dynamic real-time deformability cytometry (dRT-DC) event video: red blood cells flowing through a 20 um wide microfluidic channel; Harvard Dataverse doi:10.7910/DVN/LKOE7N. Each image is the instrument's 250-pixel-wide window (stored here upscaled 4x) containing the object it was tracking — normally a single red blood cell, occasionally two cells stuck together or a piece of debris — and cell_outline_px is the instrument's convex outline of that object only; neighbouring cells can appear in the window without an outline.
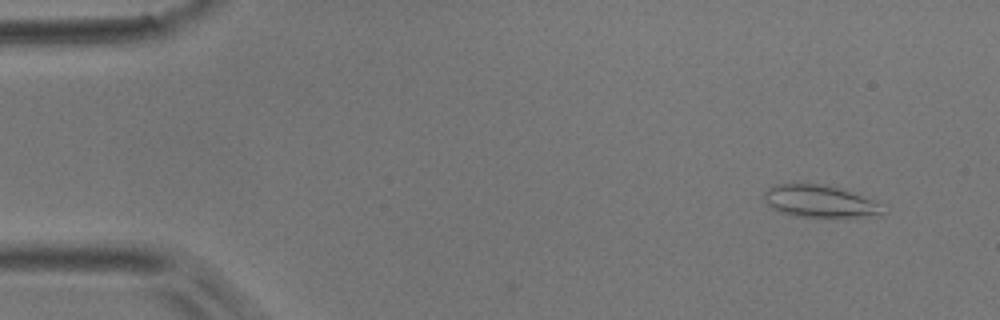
{"species": "common noctule bat (a hibernating species)", "species_latin": "Nyctalus noctula", "temperature_condition": "room temperature", "stored_images_in_passage": 50, "camera_frame_rate_fps": 3000, "um_per_image_px": 0.085, "animal": {"sex": "male", "body_mass_g": 17.9}, "frame": {"image": 1, "passage_image": 2, "time_ms": 0.333, "image_size_px": [1000, 320], "cell_outline_px": [[884, 212], [836, 220], [792, 216], [780, 212], [772, 208], [768, 204], [764, 196], [764, 192], [768, 188], [776, 184], [828, 184], [844, 188], [872, 200], [880, 204]], "centroid_in_image_um": [69.66, 17.14], "position_along_channel_um": 15.3, "area_um2": 22.83}}
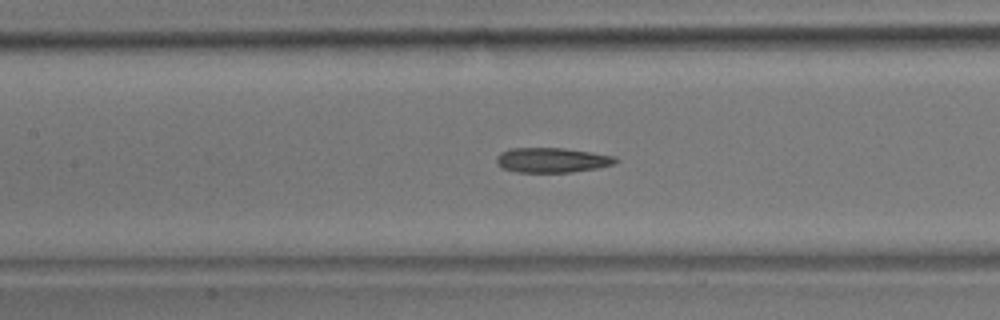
{"frame": {"image": 2, "passage_image": 21, "time_ms": 6.667, "image_size_px": [1000, 320], "cell_outline_px": [[620, 160], [612, 164], [596, 168], [572, 172], [516, 172], [504, 168], [496, 160], [496, 156], [500, 152], [512, 148], [564, 148], [592, 152], [616, 156]], "centroid_in_image_um": [46.95, 13.6], "position_along_channel_um": 160.5, "area_um2": 17.17}}
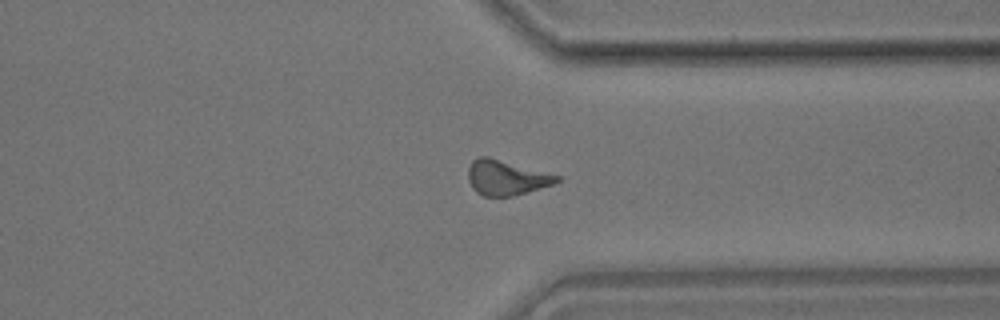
{"frame": {"image": 3, "passage_image": 37, "time_ms": 12.0, "image_size_px": [1000, 320], "cell_outline_px": [[560, 180], [552, 184], [540, 188], [512, 196], [484, 196], [476, 192], [472, 188], [468, 180], [468, 168], [472, 160], [480, 156], [488, 156], [560, 176]], "centroid_in_image_um": [42.98, 15.09], "position_along_channel_um": 368.4, "area_um2": 17.92}, "authors_computed_cell_mechanics": {"area_um2": 17.8602, "velocity_mm_per_s": 3.9208, "shape_relaxation_time_tau1_ms": null, "shape_relaxation_time_tau2_ms": 2.7644, "deformation_change_tau1": null, "deformation_change_tau2": 0.1191}}